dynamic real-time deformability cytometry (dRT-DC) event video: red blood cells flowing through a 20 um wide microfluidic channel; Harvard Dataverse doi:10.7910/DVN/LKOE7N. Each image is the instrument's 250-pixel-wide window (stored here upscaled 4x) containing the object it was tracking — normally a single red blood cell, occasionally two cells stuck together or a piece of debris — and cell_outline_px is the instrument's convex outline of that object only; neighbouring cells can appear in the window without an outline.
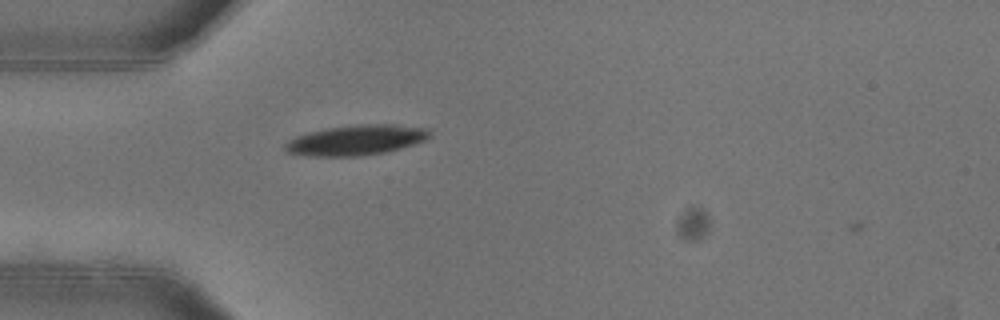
{"species": "common noctule bat (a hibernating species)", "species_latin": "Nyctalus noctula", "temperature_condition": "warm", "stored_images_in_passage": 38, "camera_frame_rate_fps": 3000, "um_per_image_px": 0.085, "animal": {"sex": "female"}, "frame": {"image": 1, "passage_image": 1, "time_ms": 0.0, "image_size_px": [1000, 320], "cell_outline_px": [[428, 136], [424, 140], [400, 148], [384, 152], [356, 156], [312, 156], [288, 152], [284, 148], [284, 144], [288, 140], [296, 136], [308, 132], [324, 128], [356, 124], [396, 124], [428, 128]], "centroid_in_image_um": [30.22, 11.89], "position_along_channel_um": 54.8, "area_um2": 25.26}}
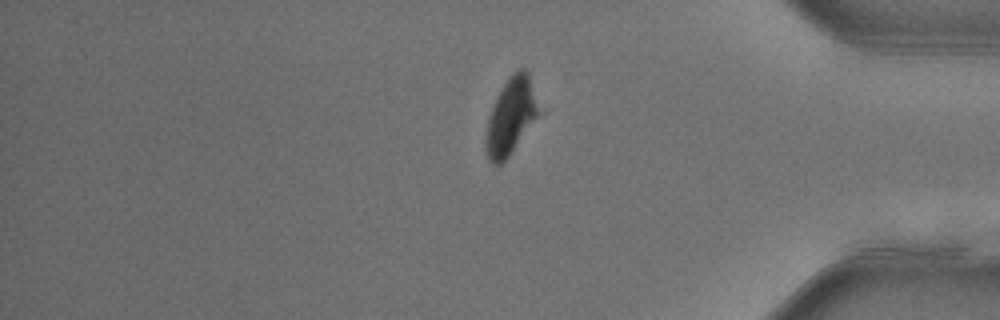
{"frame": {"image": 2, "passage_image": 29, "time_ms": 9.333, "image_size_px": [1000, 320], "cell_outline_px": [[544, 112], [508, 156], [500, 164], [492, 164], [488, 160], [484, 144], [484, 136], [488, 116], [492, 104], [504, 84], [512, 72], [520, 68], [524, 68], [528, 72]], "centroid_in_image_um": [43.47, 9.87], "position_along_channel_um": 391.7, "area_um2": 24.51}}
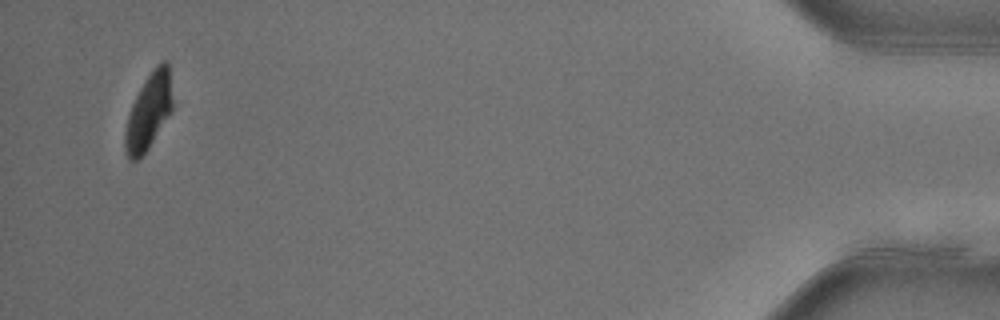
{"frame": {"image": 3, "passage_image": 36, "time_ms": 11.667, "image_size_px": [1000, 320], "cell_outline_px": [[172, 108], [148, 148], [136, 160], [128, 160], [124, 144], [124, 136], [128, 116], [132, 104], [140, 88], [156, 64], [164, 60], [168, 60], [172, 100]], "centroid_in_image_um": [12.62, 9.45], "position_along_channel_um": 422.6, "area_um2": 20.4}, "authors_computed_cell_mechanics": {"area_um2": 25.5476, "velocity_mm_per_s": 3.9563, "shape_relaxation_time_tau1_ms": 4.7025, "shape_relaxation_time_tau2_ms": 2.0697, "deformation_change_tau1": 0.1525, "deformation_change_tau2": 0.0598}}